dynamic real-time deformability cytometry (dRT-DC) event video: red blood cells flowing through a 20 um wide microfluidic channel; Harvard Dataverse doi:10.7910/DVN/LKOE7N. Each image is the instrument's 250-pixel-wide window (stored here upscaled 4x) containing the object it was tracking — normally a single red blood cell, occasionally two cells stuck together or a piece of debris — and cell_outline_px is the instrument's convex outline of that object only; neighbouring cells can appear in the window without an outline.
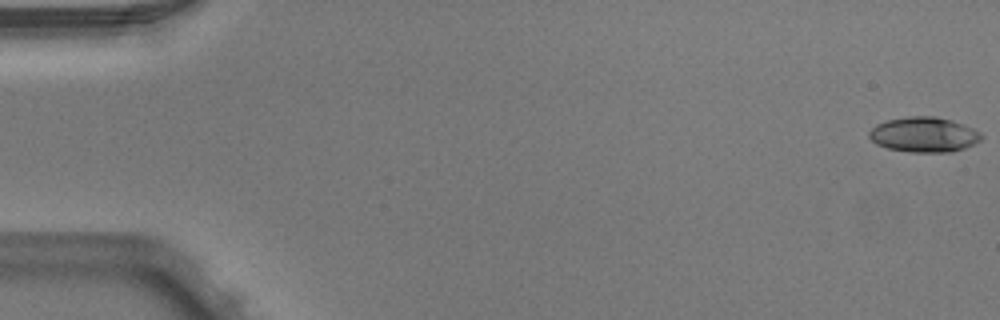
{"species": "Egyptian fruit bat (a non-hibernating species)", "species_latin": "Rousettus aegyptiacus", "temperature_condition": "warm", "stored_images_in_passage": 4, "camera_frame_rate_fps": 3000, "um_per_image_px": 0.085, "animal": {"sex": "male"}, "frame": {"image": 1, "passage_image": 1, "time_ms": 0.0, "image_size_px": [1000, 320], "cell_outline_px": [[984, 136], [980, 140], [964, 148], [952, 152], [912, 152], [888, 148], [876, 144], [868, 136], [868, 132], [876, 124], [888, 120], [908, 116], [936, 116], [952, 120], [964, 124], [980, 132]], "centroid_in_image_um": [78.54, 11.43], "position_along_channel_um": 6.5, "area_um2": 22.95}}
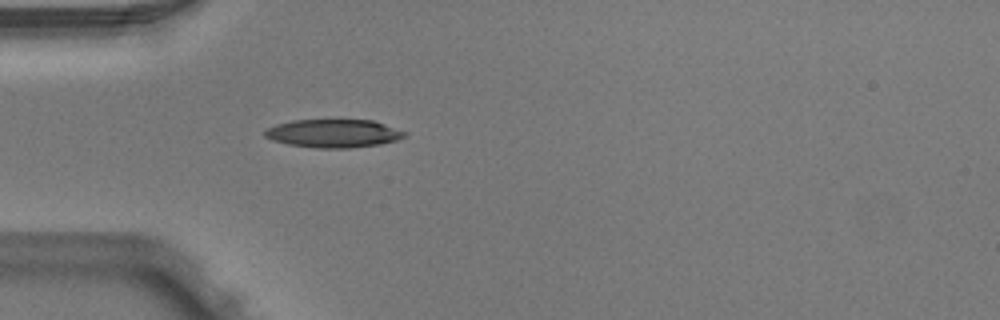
{"frame": {"image": 2, "passage_image": 4, "time_ms": 1.0, "image_size_px": [1000, 320], "cell_outline_px": [[408, 132], [404, 136], [396, 140], [380, 144], [348, 148], [316, 148], [288, 144], [272, 140], [264, 136], [264, 132], [268, 128], [276, 124], [292, 120], [372, 120]], "centroid_in_image_um": [28.33, 11.34], "position_along_channel_um": 56.7, "area_um2": 22.89}}